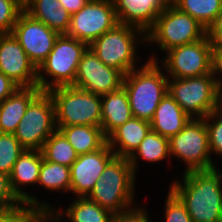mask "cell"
<instances>
[{
	"label": "cell",
	"instance_id": "cell-1",
	"mask_svg": "<svg viewBox=\"0 0 222 222\" xmlns=\"http://www.w3.org/2000/svg\"><path fill=\"white\" fill-rule=\"evenodd\" d=\"M182 175V181H174L169 188L185 205L192 222H222L221 171L215 167Z\"/></svg>",
	"mask_w": 222,
	"mask_h": 222
},
{
	"label": "cell",
	"instance_id": "cell-2",
	"mask_svg": "<svg viewBox=\"0 0 222 222\" xmlns=\"http://www.w3.org/2000/svg\"><path fill=\"white\" fill-rule=\"evenodd\" d=\"M148 62L124 75L123 87L130 102L132 115L150 122L161 99L168 91V77L160 69L158 59Z\"/></svg>",
	"mask_w": 222,
	"mask_h": 222
},
{
	"label": "cell",
	"instance_id": "cell-3",
	"mask_svg": "<svg viewBox=\"0 0 222 222\" xmlns=\"http://www.w3.org/2000/svg\"><path fill=\"white\" fill-rule=\"evenodd\" d=\"M135 178L128 158L115 156L87 197L112 214L126 211L135 203Z\"/></svg>",
	"mask_w": 222,
	"mask_h": 222
},
{
	"label": "cell",
	"instance_id": "cell-4",
	"mask_svg": "<svg viewBox=\"0 0 222 222\" xmlns=\"http://www.w3.org/2000/svg\"><path fill=\"white\" fill-rule=\"evenodd\" d=\"M87 48L85 42L67 34L59 35L48 57L37 68V86L42 91H49L52 88L73 85L78 64ZM45 74L52 80L44 77Z\"/></svg>",
	"mask_w": 222,
	"mask_h": 222
},
{
	"label": "cell",
	"instance_id": "cell-5",
	"mask_svg": "<svg viewBox=\"0 0 222 222\" xmlns=\"http://www.w3.org/2000/svg\"><path fill=\"white\" fill-rule=\"evenodd\" d=\"M138 41L146 42L144 31L134 26L119 23L93 41L88 47L105 65L126 75L137 68L136 45Z\"/></svg>",
	"mask_w": 222,
	"mask_h": 222
},
{
	"label": "cell",
	"instance_id": "cell-6",
	"mask_svg": "<svg viewBox=\"0 0 222 222\" xmlns=\"http://www.w3.org/2000/svg\"><path fill=\"white\" fill-rule=\"evenodd\" d=\"M169 95L191 119H204L219 109L220 87L214 76L168 78Z\"/></svg>",
	"mask_w": 222,
	"mask_h": 222
},
{
	"label": "cell",
	"instance_id": "cell-7",
	"mask_svg": "<svg viewBox=\"0 0 222 222\" xmlns=\"http://www.w3.org/2000/svg\"><path fill=\"white\" fill-rule=\"evenodd\" d=\"M206 35V28L202 24L169 2L146 32V41L159 45L160 50L165 52L199 41Z\"/></svg>",
	"mask_w": 222,
	"mask_h": 222
},
{
	"label": "cell",
	"instance_id": "cell-8",
	"mask_svg": "<svg viewBox=\"0 0 222 222\" xmlns=\"http://www.w3.org/2000/svg\"><path fill=\"white\" fill-rule=\"evenodd\" d=\"M55 106L57 126L92 125L101 127V96L74 86L49 91Z\"/></svg>",
	"mask_w": 222,
	"mask_h": 222
},
{
	"label": "cell",
	"instance_id": "cell-9",
	"mask_svg": "<svg viewBox=\"0 0 222 222\" xmlns=\"http://www.w3.org/2000/svg\"><path fill=\"white\" fill-rule=\"evenodd\" d=\"M56 130L54 101L48 91H41L29 103L14 136L24 149L41 151Z\"/></svg>",
	"mask_w": 222,
	"mask_h": 222
},
{
	"label": "cell",
	"instance_id": "cell-10",
	"mask_svg": "<svg viewBox=\"0 0 222 222\" xmlns=\"http://www.w3.org/2000/svg\"><path fill=\"white\" fill-rule=\"evenodd\" d=\"M170 157H178L186 167L184 173L215 168L209 149V138L204 119H191L169 139Z\"/></svg>",
	"mask_w": 222,
	"mask_h": 222
},
{
	"label": "cell",
	"instance_id": "cell-11",
	"mask_svg": "<svg viewBox=\"0 0 222 222\" xmlns=\"http://www.w3.org/2000/svg\"><path fill=\"white\" fill-rule=\"evenodd\" d=\"M119 24L112 0H89L71 15L67 35L88 46Z\"/></svg>",
	"mask_w": 222,
	"mask_h": 222
},
{
	"label": "cell",
	"instance_id": "cell-12",
	"mask_svg": "<svg viewBox=\"0 0 222 222\" xmlns=\"http://www.w3.org/2000/svg\"><path fill=\"white\" fill-rule=\"evenodd\" d=\"M166 52L167 56L160 64L166 72L168 71V78H190L211 74L212 44L207 35L199 41Z\"/></svg>",
	"mask_w": 222,
	"mask_h": 222
},
{
	"label": "cell",
	"instance_id": "cell-13",
	"mask_svg": "<svg viewBox=\"0 0 222 222\" xmlns=\"http://www.w3.org/2000/svg\"><path fill=\"white\" fill-rule=\"evenodd\" d=\"M123 80L121 71L105 65L88 47L82 54L72 86L102 96L119 90Z\"/></svg>",
	"mask_w": 222,
	"mask_h": 222
},
{
	"label": "cell",
	"instance_id": "cell-14",
	"mask_svg": "<svg viewBox=\"0 0 222 222\" xmlns=\"http://www.w3.org/2000/svg\"><path fill=\"white\" fill-rule=\"evenodd\" d=\"M11 33L36 68L48 57L59 36L57 32L35 20L25 11L19 15Z\"/></svg>",
	"mask_w": 222,
	"mask_h": 222
},
{
	"label": "cell",
	"instance_id": "cell-15",
	"mask_svg": "<svg viewBox=\"0 0 222 222\" xmlns=\"http://www.w3.org/2000/svg\"><path fill=\"white\" fill-rule=\"evenodd\" d=\"M115 156L108 142L96 151L79 155L70 167V193L77 195L76 197H87Z\"/></svg>",
	"mask_w": 222,
	"mask_h": 222
},
{
	"label": "cell",
	"instance_id": "cell-16",
	"mask_svg": "<svg viewBox=\"0 0 222 222\" xmlns=\"http://www.w3.org/2000/svg\"><path fill=\"white\" fill-rule=\"evenodd\" d=\"M0 71L19 87L37 86V68L12 33L0 34Z\"/></svg>",
	"mask_w": 222,
	"mask_h": 222
},
{
	"label": "cell",
	"instance_id": "cell-17",
	"mask_svg": "<svg viewBox=\"0 0 222 222\" xmlns=\"http://www.w3.org/2000/svg\"><path fill=\"white\" fill-rule=\"evenodd\" d=\"M43 158V154L40 150L25 149L13 165L9 178L13 192L24 204L37 206L43 210H53L54 208L52 207L51 209V206L47 203L44 204L38 201L32 194L30 195V193L28 194L26 191L21 190L22 185L28 186L29 184H38Z\"/></svg>",
	"mask_w": 222,
	"mask_h": 222
},
{
	"label": "cell",
	"instance_id": "cell-18",
	"mask_svg": "<svg viewBox=\"0 0 222 222\" xmlns=\"http://www.w3.org/2000/svg\"><path fill=\"white\" fill-rule=\"evenodd\" d=\"M120 24L134 26L145 33L170 0H112Z\"/></svg>",
	"mask_w": 222,
	"mask_h": 222
},
{
	"label": "cell",
	"instance_id": "cell-19",
	"mask_svg": "<svg viewBox=\"0 0 222 222\" xmlns=\"http://www.w3.org/2000/svg\"><path fill=\"white\" fill-rule=\"evenodd\" d=\"M150 130V122L132 117L116 128L107 137V142L117 157L129 158Z\"/></svg>",
	"mask_w": 222,
	"mask_h": 222
},
{
	"label": "cell",
	"instance_id": "cell-20",
	"mask_svg": "<svg viewBox=\"0 0 222 222\" xmlns=\"http://www.w3.org/2000/svg\"><path fill=\"white\" fill-rule=\"evenodd\" d=\"M38 86L18 87L0 103V133L14 134L29 103L41 92Z\"/></svg>",
	"mask_w": 222,
	"mask_h": 222
},
{
	"label": "cell",
	"instance_id": "cell-21",
	"mask_svg": "<svg viewBox=\"0 0 222 222\" xmlns=\"http://www.w3.org/2000/svg\"><path fill=\"white\" fill-rule=\"evenodd\" d=\"M191 120L179 104L167 92L161 99L150 121L151 130L170 139Z\"/></svg>",
	"mask_w": 222,
	"mask_h": 222
},
{
	"label": "cell",
	"instance_id": "cell-22",
	"mask_svg": "<svg viewBox=\"0 0 222 222\" xmlns=\"http://www.w3.org/2000/svg\"><path fill=\"white\" fill-rule=\"evenodd\" d=\"M24 11L59 35L67 34L71 14L59 0H24Z\"/></svg>",
	"mask_w": 222,
	"mask_h": 222
},
{
	"label": "cell",
	"instance_id": "cell-23",
	"mask_svg": "<svg viewBox=\"0 0 222 222\" xmlns=\"http://www.w3.org/2000/svg\"><path fill=\"white\" fill-rule=\"evenodd\" d=\"M101 111V129L106 137L133 117L128 94L123 86L101 96Z\"/></svg>",
	"mask_w": 222,
	"mask_h": 222
},
{
	"label": "cell",
	"instance_id": "cell-24",
	"mask_svg": "<svg viewBox=\"0 0 222 222\" xmlns=\"http://www.w3.org/2000/svg\"><path fill=\"white\" fill-rule=\"evenodd\" d=\"M67 141L73 146L78 155L100 149L106 142L107 137L101 127L92 125L57 126Z\"/></svg>",
	"mask_w": 222,
	"mask_h": 222
},
{
	"label": "cell",
	"instance_id": "cell-25",
	"mask_svg": "<svg viewBox=\"0 0 222 222\" xmlns=\"http://www.w3.org/2000/svg\"><path fill=\"white\" fill-rule=\"evenodd\" d=\"M52 211L60 218L67 217L71 222H112L113 216L88 197H77L64 212H56V209Z\"/></svg>",
	"mask_w": 222,
	"mask_h": 222
},
{
	"label": "cell",
	"instance_id": "cell-26",
	"mask_svg": "<svg viewBox=\"0 0 222 222\" xmlns=\"http://www.w3.org/2000/svg\"><path fill=\"white\" fill-rule=\"evenodd\" d=\"M149 162H158L170 158L169 139L150 130L146 137L141 141L139 147L128 158L134 173L137 169L138 158Z\"/></svg>",
	"mask_w": 222,
	"mask_h": 222
},
{
	"label": "cell",
	"instance_id": "cell-27",
	"mask_svg": "<svg viewBox=\"0 0 222 222\" xmlns=\"http://www.w3.org/2000/svg\"><path fill=\"white\" fill-rule=\"evenodd\" d=\"M180 11L189 14L206 29L222 12V0H170Z\"/></svg>",
	"mask_w": 222,
	"mask_h": 222
},
{
	"label": "cell",
	"instance_id": "cell-28",
	"mask_svg": "<svg viewBox=\"0 0 222 222\" xmlns=\"http://www.w3.org/2000/svg\"><path fill=\"white\" fill-rule=\"evenodd\" d=\"M41 152L45 160L68 167H71L79 156L58 129L45 141Z\"/></svg>",
	"mask_w": 222,
	"mask_h": 222
},
{
	"label": "cell",
	"instance_id": "cell-29",
	"mask_svg": "<svg viewBox=\"0 0 222 222\" xmlns=\"http://www.w3.org/2000/svg\"><path fill=\"white\" fill-rule=\"evenodd\" d=\"M71 169L43 158L38 184L50 191L70 192Z\"/></svg>",
	"mask_w": 222,
	"mask_h": 222
},
{
	"label": "cell",
	"instance_id": "cell-30",
	"mask_svg": "<svg viewBox=\"0 0 222 222\" xmlns=\"http://www.w3.org/2000/svg\"><path fill=\"white\" fill-rule=\"evenodd\" d=\"M24 151L14 134L0 133V172L10 175L13 165Z\"/></svg>",
	"mask_w": 222,
	"mask_h": 222
},
{
	"label": "cell",
	"instance_id": "cell-31",
	"mask_svg": "<svg viewBox=\"0 0 222 222\" xmlns=\"http://www.w3.org/2000/svg\"><path fill=\"white\" fill-rule=\"evenodd\" d=\"M23 11L24 0H0V34L11 33Z\"/></svg>",
	"mask_w": 222,
	"mask_h": 222
},
{
	"label": "cell",
	"instance_id": "cell-32",
	"mask_svg": "<svg viewBox=\"0 0 222 222\" xmlns=\"http://www.w3.org/2000/svg\"><path fill=\"white\" fill-rule=\"evenodd\" d=\"M204 121L208 131L210 153L222 157V112L219 109L213 111Z\"/></svg>",
	"mask_w": 222,
	"mask_h": 222
},
{
	"label": "cell",
	"instance_id": "cell-33",
	"mask_svg": "<svg viewBox=\"0 0 222 222\" xmlns=\"http://www.w3.org/2000/svg\"><path fill=\"white\" fill-rule=\"evenodd\" d=\"M165 222H192L185 205L170 189L165 201Z\"/></svg>",
	"mask_w": 222,
	"mask_h": 222
},
{
	"label": "cell",
	"instance_id": "cell-34",
	"mask_svg": "<svg viewBox=\"0 0 222 222\" xmlns=\"http://www.w3.org/2000/svg\"><path fill=\"white\" fill-rule=\"evenodd\" d=\"M25 205V206H24ZM44 210L30 204H22L8 210L0 222H33Z\"/></svg>",
	"mask_w": 222,
	"mask_h": 222
},
{
	"label": "cell",
	"instance_id": "cell-35",
	"mask_svg": "<svg viewBox=\"0 0 222 222\" xmlns=\"http://www.w3.org/2000/svg\"><path fill=\"white\" fill-rule=\"evenodd\" d=\"M22 204L12 190L9 175L0 172V206L18 207Z\"/></svg>",
	"mask_w": 222,
	"mask_h": 222
},
{
	"label": "cell",
	"instance_id": "cell-36",
	"mask_svg": "<svg viewBox=\"0 0 222 222\" xmlns=\"http://www.w3.org/2000/svg\"><path fill=\"white\" fill-rule=\"evenodd\" d=\"M135 208H130L126 211L113 214L112 216V222H151L150 219H148V214L145 211V209L139 208V206Z\"/></svg>",
	"mask_w": 222,
	"mask_h": 222
},
{
	"label": "cell",
	"instance_id": "cell-37",
	"mask_svg": "<svg viewBox=\"0 0 222 222\" xmlns=\"http://www.w3.org/2000/svg\"><path fill=\"white\" fill-rule=\"evenodd\" d=\"M211 73L218 86L222 88V78H218L219 74L222 75V46L220 45H212Z\"/></svg>",
	"mask_w": 222,
	"mask_h": 222
},
{
	"label": "cell",
	"instance_id": "cell-38",
	"mask_svg": "<svg viewBox=\"0 0 222 222\" xmlns=\"http://www.w3.org/2000/svg\"><path fill=\"white\" fill-rule=\"evenodd\" d=\"M208 39L212 45L222 46V12L215 21L206 29Z\"/></svg>",
	"mask_w": 222,
	"mask_h": 222
},
{
	"label": "cell",
	"instance_id": "cell-39",
	"mask_svg": "<svg viewBox=\"0 0 222 222\" xmlns=\"http://www.w3.org/2000/svg\"><path fill=\"white\" fill-rule=\"evenodd\" d=\"M19 86L0 71V103L8 98Z\"/></svg>",
	"mask_w": 222,
	"mask_h": 222
},
{
	"label": "cell",
	"instance_id": "cell-40",
	"mask_svg": "<svg viewBox=\"0 0 222 222\" xmlns=\"http://www.w3.org/2000/svg\"><path fill=\"white\" fill-rule=\"evenodd\" d=\"M89 0H59L61 6L71 15L78 12Z\"/></svg>",
	"mask_w": 222,
	"mask_h": 222
},
{
	"label": "cell",
	"instance_id": "cell-41",
	"mask_svg": "<svg viewBox=\"0 0 222 222\" xmlns=\"http://www.w3.org/2000/svg\"><path fill=\"white\" fill-rule=\"evenodd\" d=\"M60 219L61 218L57 216L54 211L44 210L33 222H48L49 220L56 222Z\"/></svg>",
	"mask_w": 222,
	"mask_h": 222
},
{
	"label": "cell",
	"instance_id": "cell-42",
	"mask_svg": "<svg viewBox=\"0 0 222 222\" xmlns=\"http://www.w3.org/2000/svg\"><path fill=\"white\" fill-rule=\"evenodd\" d=\"M16 207H4V206H0V219L2 218V216L10 209H13Z\"/></svg>",
	"mask_w": 222,
	"mask_h": 222
},
{
	"label": "cell",
	"instance_id": "cell-43",
	"mask_svg": "<svg viewBox=\"0 0 222 222\" xmlns=\"http://www.w3.org/2000/svg\"><path fill=\"white\" fill-rule=\"evenodd\" d=\"M219 110L222 112V88H220Z\"/></svg>",
	"mask_w": 222,
	"mask_h": 222
}]
</instances>
